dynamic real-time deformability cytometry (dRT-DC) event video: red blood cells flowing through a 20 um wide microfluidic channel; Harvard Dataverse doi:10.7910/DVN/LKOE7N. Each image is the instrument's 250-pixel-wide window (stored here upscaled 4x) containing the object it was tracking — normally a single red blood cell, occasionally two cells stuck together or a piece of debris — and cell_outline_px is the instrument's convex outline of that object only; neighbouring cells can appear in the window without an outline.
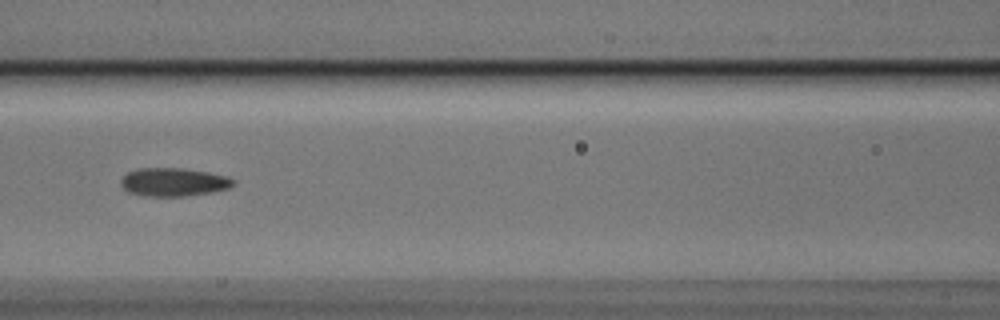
{"species": "Egyptian fruit bat (a non-hibernating species)", "species_latin": "Rousettus aegyptiacus", "temperature_condition": "cold", "stored_images_in_passage": 8, "camera_frame_rate_fps": 3000, "um_per_image_px": 0.085, "animal": {"sex": "male"}, "frame": {"image": 1, "passage_image": 7, "time_ms": 2.0, "image_size_px": [1000, 320], "cell_outline_px": [[236, 184], [228, 188], [212, 192], [184, 196], [144, 196], [128, 192], [120, 184], [120, 180], [128, 172], [140, 168], [180, 168], [208, 172], [228, 176], [236, 180]], "centroid_in_image_um": [14.78, 15.48], "position_along_channel_um": 151.8, "area_um2": 18.61}}
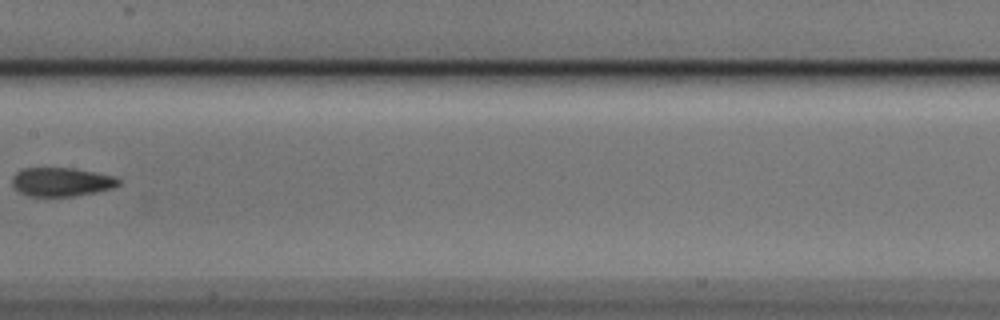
{"frame": {"image": 2, "passage_image": 8, "time_ms": 2.333, "image_size_px": [1000, 320], "cell_outline_px": [[120, 184], [112, 188], [96, 192], [72, 196], [28, 196], [20, 192], [12, 184], [12, 176], [16, 172], [24, 168], [72, 168], [116, 176], [120, 180]], "centroid_in_image_um": [5.22, 15.46], "position_along_channel_um": 202.2, "area_um2": 17.8}}